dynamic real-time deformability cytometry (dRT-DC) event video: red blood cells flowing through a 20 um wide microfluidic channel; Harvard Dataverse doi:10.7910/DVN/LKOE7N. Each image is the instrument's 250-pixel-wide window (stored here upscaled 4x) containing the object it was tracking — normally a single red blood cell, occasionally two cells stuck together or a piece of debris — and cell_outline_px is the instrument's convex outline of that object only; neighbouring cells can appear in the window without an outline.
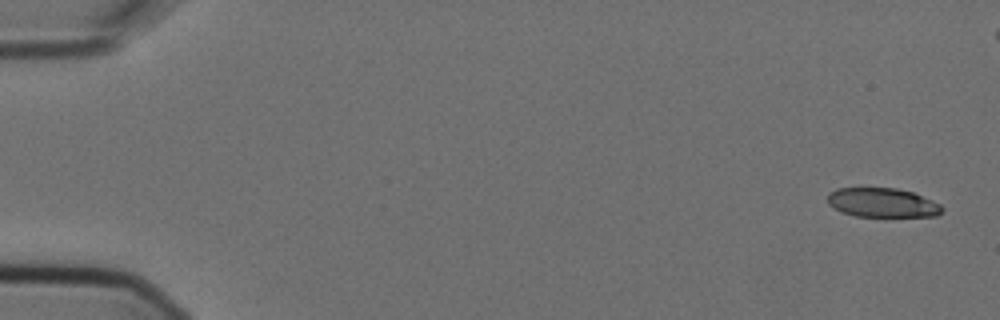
{"species": "Egyptian fruit bat (a non-hibernating species)", "species_latin": "Rousettus aegyptiacus", "temperature_condition": "cold", "stored_images_in_passage": 5, "camera_frame_rate_fps": 3000, "um_per_image_px": 0.085, "animal": {"sex": "female"}, "frame": {"image": 1, "passage_image": 1, "time_ms": 0.0, "image_size_px": [1000, 320], "cell_outline_px": [[944, 208], [936, 216], [856, 216], [844, 212], [828, 204], [828, 192], [836, 188], [896, 188], [912, 192], [932, 200], [940, 204]], "centroid_in_image_um": [75.0, 17.21], "position_along_channel_um": 10.0, "area_um2": 19.31}}